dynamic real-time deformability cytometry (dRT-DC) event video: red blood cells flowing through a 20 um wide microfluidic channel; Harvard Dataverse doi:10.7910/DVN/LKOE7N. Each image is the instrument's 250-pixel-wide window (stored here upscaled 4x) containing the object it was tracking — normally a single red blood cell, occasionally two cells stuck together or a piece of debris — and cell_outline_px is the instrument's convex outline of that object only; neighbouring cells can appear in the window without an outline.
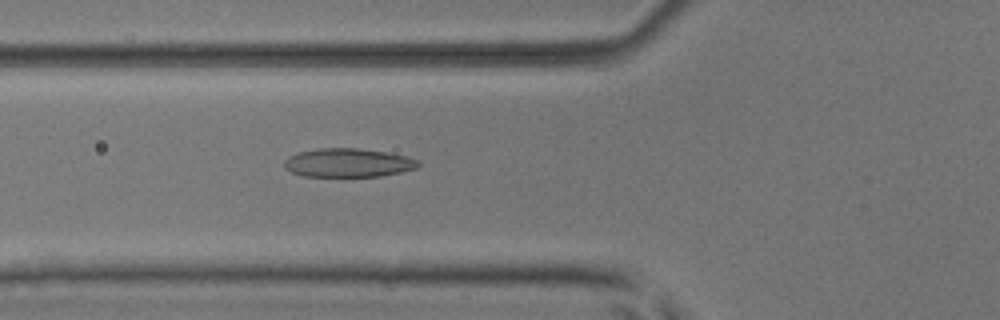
{"species": "common noctule bat (a hibernating species)", "species_latin": "Nyctalus noctula", "temperature_condition": "room temperature", "stored_images_in_passage": 37, "camera_frame_rate_fps": 3000, "um_per_image_px": 0.085, "animal": {"sex": "male", "body_mass_g": 17.9, "forearm_length_mm": 54.2}, "frame": {"image": 1, "passage_image": 5, "time_ms": 1.333, "image_size_px": [1000, 320], "cell_outline_px": [[420, 164], [416, 168], [400, 172], [380, 176], [304, 176], [292, 172], [284, 168], [284, 160], [288, 156], [300, 152], [316, 148], [356, 148], [388, 152], [408, 156], [420, 160]], "centroid_in_image_um": [29.6, 13.82], "position_along_channel_um": 96.2, "area_um2": 22.48}}
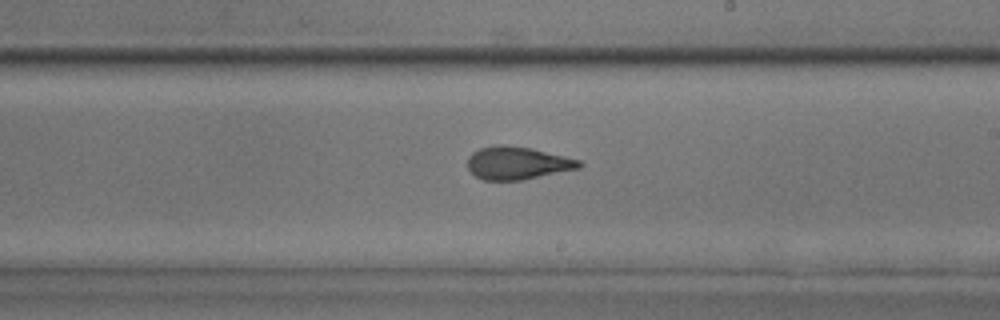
{"frame": {"image": 2, "passage_image": 16, "time_ms": 5.0, "image_size_px": [1000, 320], "cell_outline_px": [[584, 164], [580, 168], [524, 180], [484, 180], [476, 176], [468, 168], [468, 156], [472, 152], [480, 148], [496, 144], [504, 144], [532, 148], [580, 160]], "centroid_in_image_um": [43.99, 13.85], "position_along_channel_um": 245.0, "area_um2": 21.5}}
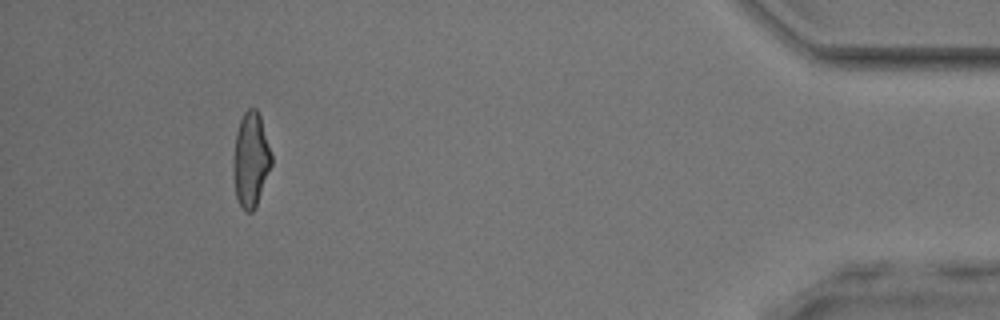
{"frame": {"image": 3, "passage_image": 33, "time_ms": 10.667, "image_size_px": [1000, 320], "cell_outline_px": [[272, 164], [256, 204], [252, 212], [244, 212], [236, 196], [232, 172], [232, 168], [236, 132], [240, 120], [244, 112], [248, 108], [256, 108], [260, 116], [272, 156]], "centroid_in_image_um": [21.3, 13.57], "position_along_channel_um": 413.9, "area_um2": 20.87}, "authors_computed_cell_mechanics": {"area_um2": 21.2704, "velocity_mm_per_s": 4.0677, "shape_relaxation_time_tau1_ms": 5.4507, "shape_relaxation_time_tau2_ms": 1.4072, "deformation_change_tau1": 0.1721, "deformation_change_tau2": 0.0838}}